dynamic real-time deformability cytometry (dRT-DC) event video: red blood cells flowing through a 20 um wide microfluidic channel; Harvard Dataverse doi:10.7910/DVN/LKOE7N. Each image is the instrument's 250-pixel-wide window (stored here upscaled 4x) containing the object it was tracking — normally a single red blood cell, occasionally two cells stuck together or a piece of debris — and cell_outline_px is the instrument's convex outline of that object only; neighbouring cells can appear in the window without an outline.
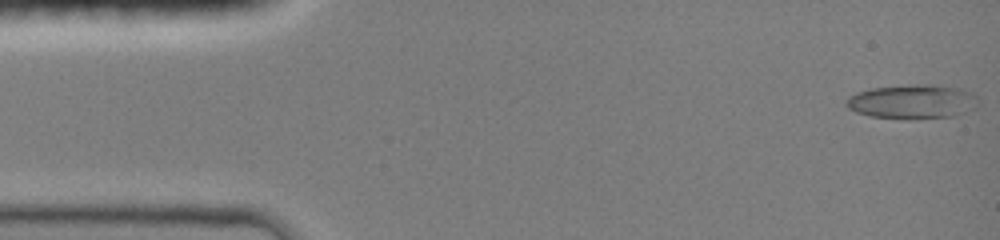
{"species": "common noctule bat (a hibernating species)", "species_latin": "Nyctalus noctula", "temperature_condition": "room temperature", "stored_images_in_passage": 15, "camera_frame_rate_fps": 3000, "um_per_image_px": 0.085, "animal": {"sex": "female", "body_mass_g": 19.0, "forearm_length_mm": 51.5}, "frame": {"image": 1, "passage_image": 1, "time_ms": 0.0, "image_size_px": [1000, 240], "cell_outline_px": [[976, 108], [956, 116], [908, 120], [872, 116], [856, 112], [848, 108], [844, 104], [848, 96], [856, 92], [872, 88], [960, 88], [972, 92], [976, 96]], "centroid_in_image_um": [77.52, 8.72], "position_along_channel_um": 7.5, "area_um2": 25.2}}
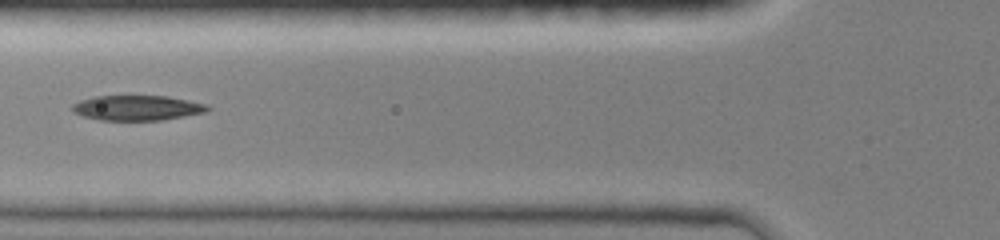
{"frame": {"image": 2, "passage_image": 11, "time_ms": 5.333, "image_size_px": [1000, 240], "cell_outline_px": [[212, 108], [204, 112], [184, 116], [160, 120], [100, 120], [84, 116], [72, 112], [72, 104], [80, 100], [92, 96], [168, 96], [208, 104]], "centroid_in_image_um": [11.65, 9.16], "position_along_channel_um": 114.2, "area_um2": 19.77}}
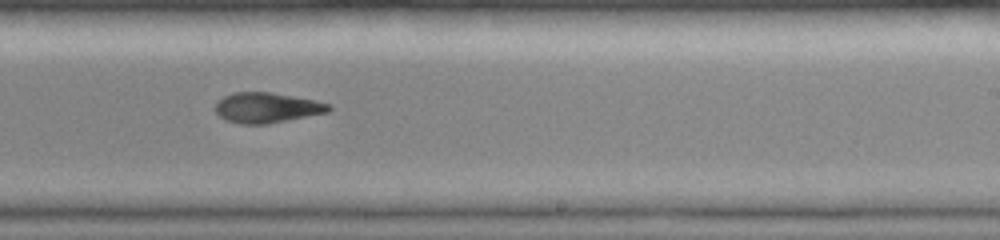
{"frame": {"image": 3, "passage_image": 15, "time_ms": 9.0, "image_size_px": [1000, 240], "cell_outline_px": [[332, 108], [328, 112], [268, 124], [240, 124], [224, 120], [216, 112], [216, 100], [224, 96], [236, 92], [272, 92], [312, 100], [328, 104]], "centroid_in_image_um": [22.63, 9.16], "position_along_channel_um": 266.4, "area_um2": 19.88}}